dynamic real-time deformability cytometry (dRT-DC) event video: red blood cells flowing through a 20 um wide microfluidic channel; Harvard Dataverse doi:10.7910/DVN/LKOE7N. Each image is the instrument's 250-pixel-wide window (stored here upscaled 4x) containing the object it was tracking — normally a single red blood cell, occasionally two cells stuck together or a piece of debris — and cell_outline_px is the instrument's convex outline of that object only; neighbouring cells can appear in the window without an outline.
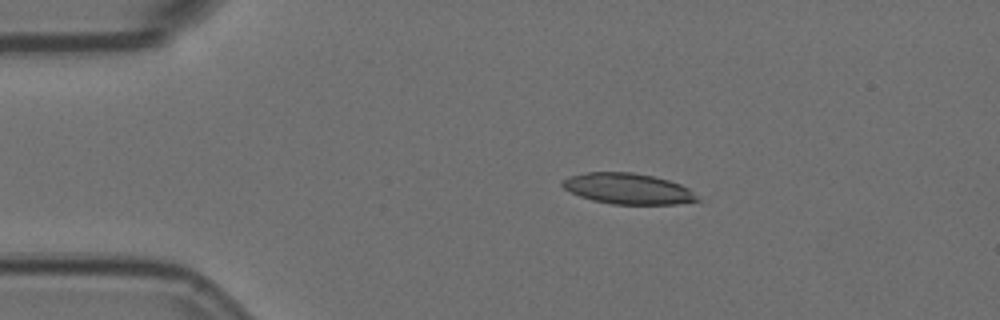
{"species": "Egyptian fruit bat (a non-hibernating species)", "species_latin": "Rousettus aegyptiacus", "temperature_condition": "room temperature", "stored_images_in_passage": 5, "camera_frame_rate_fps": 3000, "um_per_image_px": 0.085, "animal": {"sex": "female"}, "frame": {"image": 1, "passage_image": 3, "time_ms": 0.667, "image_size_px": [1000, 320], "cell_outline_px": [[700, 200], [676, 204], [612, 204], [592, 200], [580, 196], [564, 188], [560, 184], [568, 176], [588, 172], [632, 172], [652, 176], [668, 180], [680, 184], [688, 188]], "centroid_in_image_um": [53.35, 16.03], "position_along_channel_um": 31.7, "area_um2": 23.99}}